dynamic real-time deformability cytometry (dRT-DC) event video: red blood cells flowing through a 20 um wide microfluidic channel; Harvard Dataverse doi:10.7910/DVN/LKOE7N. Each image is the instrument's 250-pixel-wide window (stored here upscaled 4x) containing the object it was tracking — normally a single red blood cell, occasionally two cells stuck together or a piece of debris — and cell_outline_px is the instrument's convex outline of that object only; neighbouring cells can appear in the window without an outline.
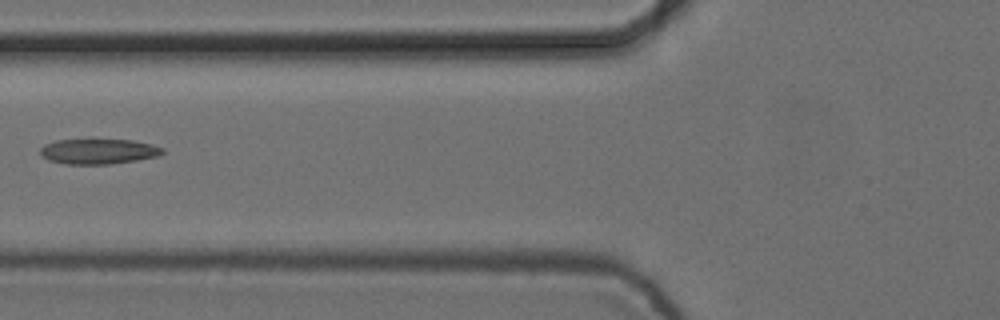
{"species": "common noctule bat (a hibernating species)", "species_latin": "Nyctalus noctula", "temperature_condition": "cold", "stored_images_in_passage": 7, "camera_frame_rate_fps": 3000, "um_per_image_px": 0.085, "animal": {"sex": "female", "body_mass_g": 24.6, "forearm_length_mm": 56.2}, "frame": {"image": 1, "passage_image": 6, "time_ms": 1.667, "image_size_px": [1000, 320], "cell_outline_px": [[164, 152], [160, 156], [136, 160], [108, 164], [64, 164], [48, 160], [40, 156], [40, 148], [44, 144], [56, 140], [132, 140], [152, 144], [164, 148]], "centroid_in_image_um": [8.35, 12.87], "position_along_channel_um": 117.4, "area_um2": 18.03}}
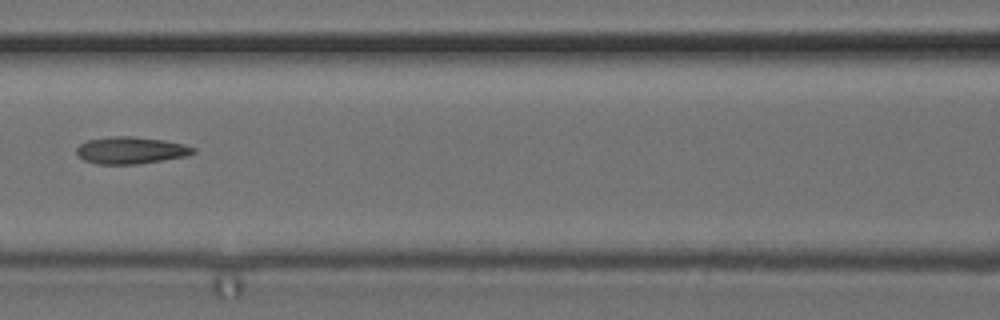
{"frame": {"image": 2, "passage_image": 7, "time_ms": 2.0, "image_size_px": [1000, 320], "cell_outline_px": [[196, 152], [188, 156], [136, 164], [96, 164], [84, 160], [76, 152], [76, 148], [80, 144], [88, 140], [108, 136], [132, 136], [164, 140], [184, 144], [196, 148]], "centroid_in_image_um": [11.13, 12.77], "position_along_channel_um": 155.5, "area_um2": 18.44}}